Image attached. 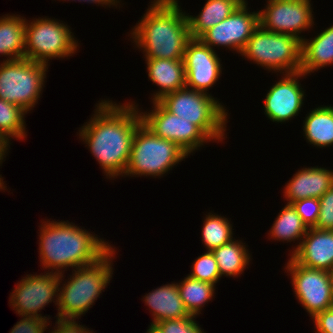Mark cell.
I'll return each mask as SVG.
<instances>
[{"label": "cell", "instance_id": "obj_1", "mask_svg": "<svg viewBox=\"0 0 333 333\" xmlns=\"http://www.w3.org/2000/svg\"><path fill=\"white\" fill-rule=\"evenodd\" d=\"M136 104V105H135ZM138 103L102 99L94 114L79 128V138L100 164L106 178L122 177L130 158L132 141L142 123Z\"/></svg>", "mask_w": 333, "mask_h": 333}, {"label": "cell", "instance_id": "obj_2", "mask_svg": "<svg viewBox=\"0 0 333 333\" xmlns=\"http://www.w3.org/2000/svg\"><path fill=\"white\" fill-rule=\"evenodd\" d=\"M41 222L38 250L41 270L46 272L62 274L70 268L90 265L114 247L94 232L91 234L85 227L83 229L68 220Z\"/></svg>", "mask_w": 333, "mask_h": 333}, {"label": "cell", "instance_id": "obj_3", "mask_svg": "<svg viewBox=\"0 0 333 333\" xmlns=\"http://www.w3.org/2000/svg\"><path fill=\"white\" fill-rule=\"evenodd\" d=\"M179 0H152L130 32L145 59L183 60L191 39L186 12Z\"/></svg>", "mask_w": 333, "mask_h": 333}, {"label": "cell", "instance_id": "obj_4", "mask_svg": "<svg viewBox=\"0 0 333 333\" xmlns=\"http://www.w3.org/2000/svg\"><path fill=\"white\" fill-rule=\"evenodd\" d=\"M115 249L112 247L95 263L73 269L67 282L62 283L64 273L60 274L56 318L77 320L92 308L114 274L112 266L117 254Z\"/></svg>", "mask_w": 333, "mask_h": 333}, {"label": "cell", "instance_id": "obj_5", "mask_svg": "<svg viewBox=\"0 0 333 333\" xmlns=\"http://www.w3.org/2000/svg\"><path fill=\"white\" fill-rule=\"evenodd\" d=\"M158 102L170 113L191 121L212 142L222 143L226 139L229 113L211 93L183 87L164 95Z\"/></svg>", "mask_w": 333, "mask_h": 333}, {"label": "cell", "instance_id": "obj_6", "mask_svg": "<svg viewBox=\"0 0 333 333\" xmlns=\"http://www.w3.org/2000/svg\"><path fill=\"white\" fill-rule=\"evenodd\" d=\"M188 156L177 143L158 137L141 123L135 131L129 162L122 177L161 178Z\"/></svg>", "mask_w": 333, "mask_h": 333}, {"label": "cell", "instance_id": "obj_7", "mask_svg": "<svg viewBox=\"0 0 333 333\" xmlns=\"http://www.w3.org/2000/svg\"><path fill=\"white\" fill-rule=\"evenodd\" d=\"M301 48L302 41L297 37L269 32L259 26L240 56L272 73L289 74L300 72Z\"/></svg>", "mask_w": 333, "mask_h": 333}, {"label": "cell", "instance_id": "obj_8", "mask_svg": "<svg viewBox=\"0 0 333 333\" xmlns=\"http://www.w3.org/2000/svg\"><path fill=\"white\" fill-rule=\"evenodd\" d=\"M31 20L26 19L24 58L49 65L52 59L68 58L78 51L80 43L65 22L47 16Z\"/></svg>", "mask_w": 333, "mask_h": 333}, {"label": "cell", "instance_id": "obj_9", "mask_svg": "<svg viewBox=\"0 0 333 333\" xmlns=\"http://www.w3.org/2000/svg\"><path fill=\"white\" fill-rule=\"evenodd\" d=\"M50 65L23 58L0 63V99L30 112L38 104Z\"/></svg>", "mask_w": 333, "mask_h": 333}, {"label": "cell", "instance_id": "obj_10", "mask_svg": "<svg viewBox=\"0 0 333 333\" xmlns=\"http://www.w3.org/2000/svg\"><path fill=\"white\" fill-rule=\"evenodd\" d=\"M285 264V273L291 276L295 298L313 318L317 313L333 307L330 272L304 267L291 257Z\"/></svg>", "mask_w": 333, "mask_h": 333}, {"label": "cell", "instance_id": "obj_11", "mask_svg": "<svg viewBox=\"0 0 333 333\" xmlns=\"http://www.w3.org/2000/svg\"><path fill=\"white\" fill-rule=\"evenodd\" d=\"M43 273L26 274L12 290L9 304L19 316L40 317L50 321L49 315L46 317L39 312L52 301L58 305L60 274L45 271Z\"/></svg>", "mask_w": 333, "mask_h": 333}, {"label": "cell", "instance_id": "obj_12", "mask_svg": "<svg viewBox=\"0 0 333 333\" xmlns=\"http://www.w3.org/2000/svg\"><path fill=\"white\" fill-rule=\"evenodd\" d=\"M266 4L259 10L260 26L266 31L289 34L302 41L305 36L301 33L315 25L311 0H266Z\"/></svg>", "mask_w": 333, "mask_h": 333}, {"label": "cell", "instance_id": "obj_13", "mask_svg": "<svg viewBox=\"0 0 333 333\" xmlns=\"http://www.w3.org/2000/svg\"><path fill=\"white\" fill-rule=\"evenodd\" d=\"M152 110L141 111L142 123L155 135L177 143L190 156L211 140L191 121L167 111L158 101Z\"/></svg>", "mask_w": 333, "mask_h": 333}, {"label": "cell", "instance_id": "obj_14", "mask_svg": "<svg viewBox=\"0 0 333 333\" xmlns=\"http://www.w3.org/2000/svg\"><path fill=\"white\" fill-rule=\"evenodd\" d=\"M248 10V4H240L230 16L205 31L199 39L212 49L222 46L240 54L260 26L259 11Z\"/></svg>", "mask_w": 333, "mask_h": 333}, {"label": "cell", "instance_id": "obj_15", "mask_svg": "<svg viewBox=\"0 0 333 333\" xmlns=\"http://www.w3.org/2000/svg\"><path fill=\"white\" fill-rule=\"evenodd\" d=\"M220 59L216 50L199 38H191L183 56L186 87L208 93L221 77L223 65Z\"/></svg>", "mask_w": 333, "mask_h": 333}, {"label": "cell", "instance_id": "obj_16", "mask_svg": "<svg viewBox=\"0 0 333 333\" xmlns=\"http://www.w3.org/2000/svg\"><path fill=\"white\" fill-rule=\"evenodd\" d=\"M281 76L280 80L267 90L263 110L269 120L282 124L298 116L307 95L299 82L306 77L303 72L281 74Z\"/></svg>", "mask_w": 333, "mask_h": 333}, {"label": "cell", "instance_id": "obj_17", "mask_svg": "<svg viewBox=\"0 0 333 333\" xmlns=\"http://www.w3.org/2000/svg\"><path fill=\"white\" fill-rule=\"evenodd\" d=\"M290 257L304 267L331 272L333 270V230L308 228L298 249Z\"/></svg>", "mask_w": 333, "mask_h": 333}, {"label": "cell", "instance_id": "obj_18", "mask_svg": "<svg viewBox=\"0 0 333 333\" xmlns=\"http://www.w3.org/2000/svg\"><path fill=\"white\" fill-rule=\"evenodd\" d=\"M333 185V170L311 166L298 170L286 183L282 193L287 203L305 198H320Z\"/></svg>", "mask_w": 333, "mask_h": 333}, {"label": "cell", "instance_id": "obj_19", "mask_svg": "<svg viewBox=\"0 0 333 333\" xmlns=\"http://www.w3.org/2000/svg\"><path fill=\"white\" fill-rule=\"evenodd\" d=\"M142 300L149 307L152 315L150 324L191 316L180 297L176 282L153 289L148 294H145Z\"/></svg>", "mask_w": 333, "mask_h": 333}, {"label": "cell", "instance_id": "obj_20", "mask_svg": "<svg viewBox=\"0 0 333 333\" xmlns=\"http://www.w3.org/2000/svg\"><path fill=\"white\" fill-rule=\"evenodd\" d=\"M146 70L150 81L159 87L150 98L152 102L164 95L186 87V76L183 60L145 59Z\"/></svg>", "mask_w": 333, "mask_h": 333}, {"label": "cell", "instance_id": "obj_21", "mask_svg": "<svg viewBox=\"0 0 333 333\" xmlns=\"http://www.w3.org/2000/svg\"><path fill=\"white\" fill-rule=\"evenodd\" d=\"M333 65V25L321 30L315 37L302 40L301 68L306 76Z\"/></svg>", "mask_w": 333, "mask_h": 333}, {"label": "cell", "instance_id": "obj_22", "mask_svg": "<svg viewBox=\"0 0 333 333\" xmlns=\"http://www.w3.org/2000/svg\"><path fill=\"white\" fill-rule=\"evenodd\" d=\"M26 18L21 15L5 14L0 17V56L3 61L25 57Z\"/></svg>", "mask_w": 333, "mask_h": 333}, {"label": "cell", "instance_id": "obj_23", "mask_svg": "<svg viewBox=\"0 0 333 333\" xmlns=\"http://www.w3.org/2000/svg\"><path fill=\"white\" fill-rule=\"evenodd\" d=\"M303 120V136L317 148L333 145V106L320 105L311 109Z\"/></svg>", "mask_w": 333, "mask_h": 333}, {"label": "cell", "instance_id": "obj_24", "mask_svg": "<svg viewBox=\"0 0 333 333\" xmlns=\"http://www.w3.org/2000/svg\"><path fill=\"white\" fill-rule=\"evenodd\" d=\"M197 16L186 13L191 38H199L205 31L230 16L240 5L237 0H206Z\"/></svg>", "mask_w": 333, "mask_h": 333}, {"label": "cell", "instance_id": "obj_25", "mask_svg": "<svg viewBox=\"0 0 333 333\" xmlns=\"http://www.w3.org/2000/svg\"><path fill=\"white\" fill-rule=\"evenodd\" d=\"M247 247L248 245H245L242 240L234 238L232 241L211 251L218 264L221 277L238 278L244 273L252 260V254L249 253Z\"/></svg>", "mask_w": 333, "mask_h": 333}, {"label": "cell", "instance_id": "obj_26", "mask_svg": "<svg viewBox=\"0 0 333 333\" xmlns=\"http://www.w3.org/2000/svg\"><path fill=\"white\" fill-rule=\"evenodd\" d=\"M307 230V226L303 223L292 204L286 203L278 213L267 234L269 240L272 239L279 242L286 241L287 243H291L292 241L295 243L297 240L298 244L294 246L293 251H290L288 254V256H291L298 249Z\"/></svg>", "mask_w": 333, "mask_h": 333}, {"label": "cell", "instance_id": "obj_27", "mask_svg": "<svg viewBox=\"0 0 333 333\" xmlns=\"http://www.w3.org/2000/svg\"><path fill=\"white\" fill-rule=\"evenodd\" d=\"M176 283L186 309L191 315L197 317L201 314V310L205 304L210 302L216 294V285L196 280L189 276L184 277L181 282L178 281Z\"/></svg>", "mask_w": 333, "mask_h": 333}, {"label": "cell", "instance_id": "obj_28", "mask_svg": "<svg viewBox=\"0 0 333 333\" xmlns=\"http://www.w3.org/2000/svg\"><path fill=\"white\" fill-rule=\"evenodd\" d=\"M228 219L212 212H208L204 217L201 236L207 251H212L233 240V224Z\"/></svg>", "mask_w": 333, "mask_h": 333}, {"label": "cell", "instance_id": "obj_29", "mask_svg": "<svg viewBox=\"0 0 333 333\" xmlns=\"http://www.w3.org/2000/svg\"><path fill=\"white\" fill-rule=\"evenodd\" d=\"M26 114L28 112L20 106L0 99V134L10 142L14 138L22 141L26 139Z\"/></svg>", "mask_w": 333, "mask_h": 333}, {"label": "cell", "instance_id": "obj_30", "mask_svg": "<svg viewBox=\"0 0 333 333\" xmlns=\"http://www.w3.org/2000/svg\"><path fill=\"white\" fill-rule=\"evenodd\" d=\"M191 268L188 276L193 279L209 282L213 285H216L221 279L218 264L211 251L206 250V252L198 256L192 263Z\"/></svg>", "mask_w": 333, "mask_h": 333}, {"label": "cell", "instance_id": "obj_31", "mask_svg": "<svg viewBox=\"0 0 333 333\" xmlns=\"http://www.w3.org/2000/svg\"><path fill=\"white\" fill-rule=\"evenodd\" d=\"M196 318L197 316L191 315L187 318L160 321L155 325L162 333H206L196 322Z\"/></svg>", "mask_w": 333, "mask_h": 333}, {"label": "cell", "instance_id": "obj_32", "mask_svg": "<svg viewBox=\"0 0 333 333\" xmlns=\"http://www.w3.org/2000/svg\"><path fill=\"white\" fill-rule=\"evenodd\" d=\"M307 228H314L319 218V198H305L291 203Z\"/></svg>", "mask_w": 333, "mask_h": 333}, {"label": "cell", "instance_id": "obj_33", "mask_svg": "<svg viewBox=\"0 0 333 333\" xmlns=\"http://www.w3.org/2000/svg\"><path fill=\"white\" fill-rule=\"evenodd\" d=\"M319 218L314 228L333 230V185L320 198Z\"/></svg>", "mask_w": 333, "mask_h": 333}, {"label": "cell", "instance_id": "obj_34", "mask_svg": "<svg viewBox=\"0 0 333 333\" xmlns=\"http://www.w3.org/2000/svg\"><path fill=\"white\" fill-rule=\"evenodd\" d=\"M21 317L9 333H44L46 329H49L47 328L50 325L48 319L24 315Z\"/></svg>", "mask_w": 333, "mask_h": 333}, {"label": "cell", "instance_id": "obj_35", "mask_svg": "<svg viewBox=\"0 0 333 333\" xmlns=\"http://www.w3.org/2000/svg\"><path fill=\"white\" fill-rule=\"evenodd\" d=\"M75 319H58L56 318L55 326L52 327V331L49 333H93V330L85 327V325H80V323Z\"/></svg>", "mask_w": 333, "mask_h": 333}, {"label": "cell", "instance_id": "obj_36", "mask_svg": "<svg viewBox=\"0 0 333 333\" xmlns=\"http://www.w3.org/2000/svg\"><path fill=\"white\" fill-rule=\"evenodd\" d=\"M312 320L315 333H333V307L317 313Z\"/></svg>", "mask_w": 333, "mask_h": 333}, {"label": "cell", "instance_id": "obj_37", "mask_svg": "<svg viewBox=\"0 0 333 333\" xmlns=\"http://www.w3.org/2000/svg\"><path fill=\"white\" fill-rule=\"evenodd\" d=\"M62 1H69V0H62ZM70 1H75L76 2V0H70ZM78 2H87V3H93V4H98L97 6H99V5H101L102 7H109V8H111V6L112 7H115L116 6V8L119 6V5H121L120 4V2H121V0H77ZM119 3V4H118ZM105 5V6H104Z\"/></svg>", "mask_w": 333, "mask_h": 333}, {"label": "cell", "instance_id": "obj_38", "mask_svg": "<svg viewBox=\"0 0 333 333\" xmlns=\"http://www.w3.org/2000/svg\"><path fill=\"white\" fill-rule=\"evenodd\" d=\"M10 144L11 142L0 134V166L2 165L3 161H5L4 158L8 155Z\"/></svg>", "mask_w": 333, "mask_h": 333}, {"label": "cell", "instance_id": "obj_39", "mask_svg": "<svg viewBox=\"0 0 333 333\" xmlns=\"http://www.w3.org/2000/svg\"><path fill=\"white\" fill-rule=\"evenodd\" d=\"M146 333H162V332L155 324H150Z\"/></svg>", "mask_w": 333, "mask_h": 333}, {"label": "cell", "instance_id": "obj_40", "mask_svg": "<svg viewBox=\"0 0 333 333\" xmlns=\"http://www.w3.org/2000/svg\"><path fill=\"white\" fill-rule=\"evenodd\" d=\"M3 177L0 175V191H3L5 192V190H8L7 189V184H5V181H3Z\"/></svg>", "mask_w": 333, "mask_h": 333}, {"label": "cell", "instance_id": "obj_41", "mask_svg": "<svg viewBox=\"0 0 333 333\" xmlns=\"http://www.w3.org/2000/svg\"><path fill=\"white\" fill-rule=\"evenodd\" d=\"M331 286L333 290V270L330 272Z\"/></svg>", "mask_w": 333, "mask_h": 333}, {"label": "cell", "instance_id": "obj_42", "mask_svg": "<svg viewBox=\"0 0 333 333\" xmlns=\"http://www.w3.org/2000/svg\"><path fill=\"white\" fill-rule=\"evenodd\" d=\"M242 4H248L247 0H242Z\"/></svg>", "mask_w": 333, "mask_h": 333}]
</instances>
